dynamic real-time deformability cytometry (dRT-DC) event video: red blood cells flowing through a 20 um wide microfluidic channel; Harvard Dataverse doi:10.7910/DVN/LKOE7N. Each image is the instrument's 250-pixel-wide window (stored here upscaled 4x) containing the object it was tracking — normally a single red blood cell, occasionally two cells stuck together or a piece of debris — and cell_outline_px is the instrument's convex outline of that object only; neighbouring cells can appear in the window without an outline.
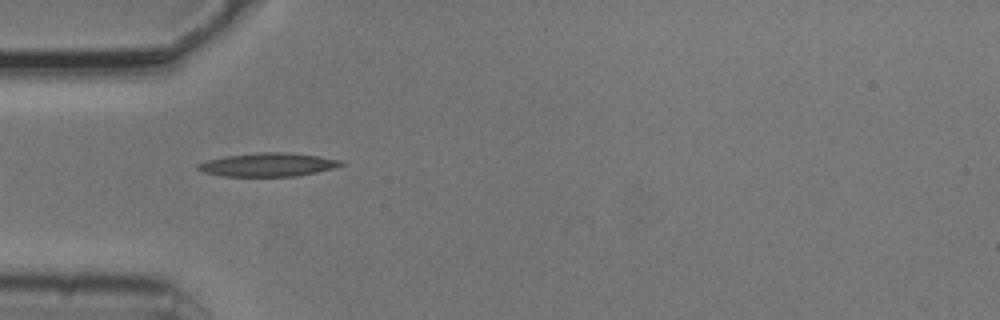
{"species": "common noctule bat (a hibernating species)", "species_latin": "Nyctalus noctula", "temperature_condition": "cold", "stored_images_in_passage": 7, "camera_frame_rate_fps": 3000, "um_per_image_px": 0.085, "animal": {"sex": "male", "body_mass_g": 20.5, "forearm_length_mm": 52.5}, "frame": {"image": 1, "passage_image": 5, "time_ms": 1.333, "image_size_px": [1000, 320], "cell_outline_px": [[348, 164], [316, 172], [296, 176], [224, 176], [204, 172], [196, 168], [196, 164], [208, 160], [228, 156], [256, 152], [284, 152], [320, 156], [344, 160]], "centroid_in_image_um": [22.84, 13.99], "position_along_channel_um": 62.2, "area_um2": 19.59}}
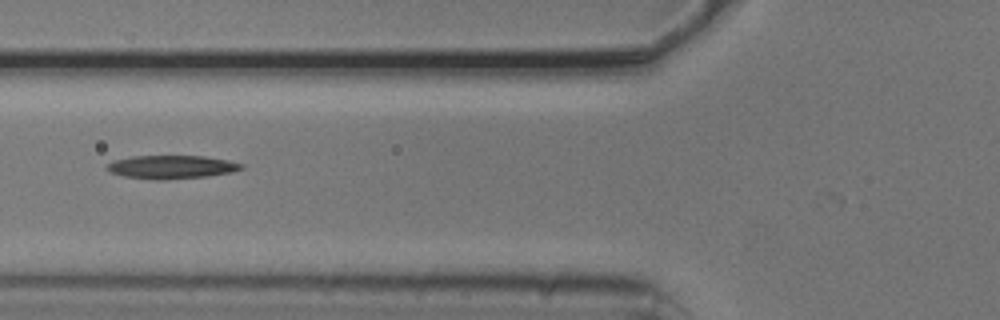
{"frame": {"image": 2, "passage_image": 6, "time_ms": 1.667, "image_size_px": [1000, 320], "cell_outline_px": [[244, 168], [232, 172], [208, 176], [164, 180], [156, 180], [124, 176], [108, 172], [104, 168], [112, 160], [132, 156], [204, 156], [228, 160], [244, 164]], "centroid_in_image_um": [14.55, 14.19], "position_along_channel_um": 111.2, "area_um2": 18.5}}